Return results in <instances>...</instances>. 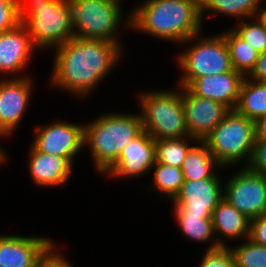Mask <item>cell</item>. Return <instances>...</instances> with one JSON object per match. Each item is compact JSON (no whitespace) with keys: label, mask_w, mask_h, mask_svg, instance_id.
<instances>
[{"label":"cell","mask_w":266,"mask_h":267,"mask_svg":"<svg viewBox=\"0 0 266 267\" xmlns=\"http://www.w3.org/2000/svg\"><path fill=\"white\" fill-rule=\"evenodd\" d=\"M235 169L224 181V199L250 219L266 214V175L247 167Z\"/></svg>","instance_id":"obj_10"},{"label":"cell","mask_w":266,"mask_h":267,"mask_svg":"<svg viewBox=\"0 0 266 267\" xmlns=\"http://www.w3.org/2000/svg\"><path fill=\"white\" fill-rule=\"evenodd\" d=\"M150 173H152V183L146 186V191L157 192V196L160 195L162 199L164 197L168 202L175 198L185 181L181 168L159 162L154 163Z\"/></svg>","instance_id":"obj_24"},{"label":"cell","mask_w":266,"mask_h":267,"mask_svg":"<svg viewBox=\"0 0 266 267\" xmlns=\"http://www.w3.org/2000/svg\"><path fill=\"white\" fill-rule=\"evenodd\" d=\"M155 157V139L144 130L123 148L117 161L101 176L111 179H141L150 174Z\"/></svg>","instance_id":"obj_13"},{"label":"cell","mask_w":266,"mask_h":267,"mask_svg":"<svg viewBox=\"0 0 266 267\" xmlns=\"http://www.w3.org/2000/svg\"><path fill=\"white\" fill-rule=\"evenodd\" d=\"M7 140L1 133H0V140ZM3 144H0V168L3 165H6L9 162V153L6 151V149L4 147H2Z\"/></svg>","instance_id":"obj_37"},{"label":"cell","mask_w":266,"mask_h":267,"mask_svg":"<svg viewBox=\"0 0 266 267\" xmlns=\"http://www.w3.org/2000/svg\"><path fill=\"white\" fill-rule=\"evenodd\" d=\"M21 22L16 0H0V32L14 29Z\"/></svg>","instance_id":"obj_30"},{"label":"cell","mask_w":266,"mask_h":267,"mask_svg":"<svg viewBox=\"0 0 266 267\" xmlns=\"http://www.w3.org/2000/svg\"><path fill=\"white\" fill-rule=\"evenodd\" d=\"M51 0H20L18 2V18L20 22L34 9V5L50 2Z\"/></svg>","instance_id":"obj_35"},{"label":"cell","mask_w":266,"mask_h":267,"mask_svg":"<svg viewBox=\"0 0 266 267\" xmlns=\"http://www.w3.org/2000/svg\"><path fill=\"white\" fill-rule=\"evenodd\" d=\"M256 140H266V115L255 121Z\"/></svg>","instance_id":"obj_36"},{"label":"cell","mask_w":266,"mask_h":267,"mask_svg":"<svg viewBox=\"0 0 266 267\" xmlns=\"http://www.w3.org/2000/svg\"><path fill=\"white\" fill-rule=\"evenodd\" d=\"M196 142L190 136L155 140V162L181 168L186 154Z\"/></svg>","instance_id":"obj_26"},{"label":"cell","mask_w":266,"mask_h":267,"mask_svg":"<svg viewBox=\"0 0 266 267\" xmlns=\"http://www.w3.org/2000/svg\"><path fill=\"white\" fill-rule=\"evenodd\" d=\"M200 12L203 24L204 20L214 17L233 19L235 23L245 19L258 16L260 9L266 0H199ZM222 15V16H221ZM227 16V17H226ZM209 17V18H208Z\"/></svg>","instance_id":"obj_20"},{"label":"cell","mask_w":266,"mask_h":267,"mask_svg":"<svg viewBox=\"0 0 266 267\" xmlns=\"http://www.w3.org/2000/svg\"><path fill=\"white\" fill-rule=\"evenodd\" d=\"M75 37L103 39L124 45L122 30L130 31L131 11L122 0H69ZM124 10V11H123ZM121 31V32H120Z\"/></svg>","instance_id":"obj_5"},{"label":"cell","mask_w":266,"mask_h":267,"mask_svg":"<svg viewBox=\"0 0 266 267\" xmlns=\"http://www.w3.org/2000/svg\"><path fill=\"white\" fill-rule=\"evenodd\" d=\"M27 168L31 182L38 188H62L70 182L75 165L66 157L45 154L29 145Z\"/></svg>","instance_id":"obj_17"},{"label":"cell","mask_w":266,"mask_h":267,"mask_svg":"<svg viewBox=\"0 0 266 267\" xmlns=\"http://www.w3.org/2000/svg\"><path fill=\"white\" fill-rule=\"evenodd\" d=\"M130 31L181 45L204 30L199 0H143L131 7Z\"/></svg>","instance_id":"obj_2"},{"label":"cell","mask_w":266,"mask_h":267,"mask_svg":"<svg viewBox=\"0 0 266 267\" xmlns=\"http://www.w3.org/2000/svg\"><path fill=\"white\" fill-rule=\"evenodd\" d=\"M124 49L123 45L103 39L74 37L52 49L47 85L85 101L122 62Z\"/></svg>","instance_id":"obj_1"},{"label":"cell","mask_w":266,"mask_h":267,"mask_svg":"<svg viewBox=\"0 0 266 267\" xmlns=\"http://www.w3.org/2000/svg\"><path fill=\"white\" fill-rule=\"evenodd\" d=\"M238 114L256 121L266 115V82L244 78L236 108Z\"/></svg>","instance_id":"obj_23"},{"label":"cell","mask_w":266,"mask_h":267,"mask_svg":"<svg viewBox=\"0 0 266 267\" xmlns=\"http://www.w3.org/2000/svg\"><path fill=\"white\" fill-rule=\"evenodd\" d=\"M219 33L225 39L233 69L246 77L254 68L259 52L240 38L230 27Z\"/></svg>","instance_id":"obj_25"},{"label":"cell","mask_w":266,"mask_h":267,"mask_svg":"<svg viewBox=\"0 0 266 267\" xmlns=\"http://www.w3.org/2000/svg\"><path fill=\"white\" fill-rule=\"evenodd\" d=\"M258 17L264 23V26L266 28V1L263 4L262 8L260 9V12L258 13Z\"/></svg>","instance_id":"obj_38"},{"label":"cell","mask_w":266,"mask_h":267,"mask_svg":"<svg viewBox=\"0 0 266 267\" xmlns=\"http://www.w3.org/2000/svg\"><path fill=\"white\" fill-rule=\"evenodd\" d=\"M179 46L182 49H179L181 51L177 52L174 61H177L175 63L181 74L176 86L187 87L195 78L233 70L228 47L221 33L206 35L202 31Z\"/></svg>","instance_id":"obj_6"},{"label":"cell","mask_w":266,"mask_h":267,"mask_svg":"<svg viewBox=\"0 0 266 267\" xmlns=\"http://www.w3.org/2000/svg\"><path fill=\"white\" fill-rule=\"evenodd\" d=\"M246 77L257 82H266V51L259 53L254 68Z\"/></svg>","instance_id":"obj_34"},{"label":"cell","mask_w":266,"mask_h":267,"mask_svg":"<svg viewBox=\"0 0 266 267\" xmlns=\"http://www.w3.org/2000/svg\"><path fill=\"white\" fill-rule=\"evenodd\" d=\"M225 178L185 180L179 193L170 202L172 212H188L195 215H212L224 198Z\"/></svg>","instance_id":"obj_14"},{"label":"cell","mask_w":266,"mask_h":267,"mask_svg":"<svg viewBox=\"0 0 266 267\" xmlns=\"http://www.w3.org/2000/svg\"><path fill=\"white\" fill-rule=\"evenodd\" d=\"M253 172L266 175V140H256L249 163L246 166Z\"/></svg>","instance_id":"obj_32"},{"label":"cell","mask_w":266,"mask_h":267,"mask_svg":"<svg viewBox=\"0 0 266 267\" xmlns=\"http://www.w3.org/2000/svg\"><path fill=\"white\" fill-rule=\"evenodd\" d=\"M31 145L39 152L68 158L74 165L84 149V122L74 123L59 118L37 124ZM76 158V160H75Z\"/></svg>","instance_id":"obj_9"},{"label":"cell","mask_w":266,"mask_h":267,"mask_svg":"<svg viewBox=\"0 0 266 267\" xmlns=\"http://www.w3.org/2000/svg\"><path fill=\"white\" fill-rule=\"evenodd\" d=\"M198 267H236L229 247L205 250Z\"/></svg>","instance_id":"obj_29"},{"label":"cell","mask_w":266,"mask_h":267,"mask_svg":"<svg viewBox=\"0 0 266 267\" xmlns=\"http://www.w3.org/2000/svg\"><path fill=\"white\" fill-rule=\"evenodd\" d=\"M229 246L236 267H266V246L246 238L241 244Z\"/></svg>","instance_id":"obj_28"},{"label":"cell","mask_w":266,"mask_h":267,"mask_svg":"<svg viewBox=\"0 0 266 267\" xmlns=\"http://www.w3.org/2000/svg\"><path fill=\"white\" fill-rule=\"evenodd\" d=\"M255 141V121L235 110H231L203 140L219 165L229 170L237 165L247 166Z\"/></svg>","instance_id":"obj_7"},{"label":"cell","mask_w":266,"mask_h":267,"mask_svg":"<svg viewBox=\"0 0 266 267\" xmlns=\"http://www.w3.org/2000/svg\"><path fill=\"white\" fill-rule=\"evenodd\" d=\"M185 180L223 178L222 168L203 141H197L185 156L181 167ZM222 170V171H221Z\"/></svg>","instance_id":"obj_21"},{"label":"cell","mask_w":266,"mask_h":267,"mask_svg":"<svg viewBox=\"0 0 266 267\" xmlns=\"http://www.w3.org/2000/svg\"><path fill=\"white\" fill-rule=\"evenodd\" d=\"M179 232L185 241H191L198 245L207 244L206 250L216 249L220 246L214 233L212 215H195L188 212H172Z\"/></svg>","instance_id":"obj_22"},{"label":"cell","mask_w":266,"mask_h":267,"mask_svg":"<svg viewBox=\"0 0 266 267\" xmlns=\"http://www.w3.org/2000/svg\"><path fill=\"white\" fill-rule=\"evenodd\" d=\"M21 23L40 52H49L75 37L69 0H51L34 5Z\"/></svg>","instance_id":"obj_8"},{"label":"cell","mask_w":266,"mask_h":267,"mask_svg":"<svg viewBox=\"0 0 266 267\" xmlns=\"http://www.w3.org/2000/svg\"><path fill=\"white\" fill-rule=\"evenodd\" d=\"M56 241L40 258L37 267H74L71 259L61 252L62 248ZM59 245V246H58ZM61 248V250H60Z\"/></svg>","instance_id":"obj_31"},{"label":"cell","mask_w":266,"mask_h":267,"mask_svg":"<svg viewBox=\"0 0 266 267\" xmlns=\"http://www.w3.org/2000/svg\"><path fill=\"white\" fill-rule=\"evenodd\" d=\"M142 131L141 116L136 111H109L84 122V149H89L95 173L102 176Z\"/></svg>","instance_id":"obj_3"},{"label":"cell","mask_w":266,"mask_h":267,"mask_svg":"<svg viewBox=\"0 0 266 267\" xmlns=\"http://www.w3.org/2000/svg\"><path fill=\"white\" fill-rule=\"evenodd\" d=\"M248 239L256 244L266 246V214L250 220Z\"/></svg>","instance_id":"obj_33"},{"label":"cell","mask_w":266,"mask_h":267,"mask_svg":"<svg viewBox=\"0 0 266 267\" xmlns=\"http://www.w3.org/2000/svg\"><path fill=\"white\" fill-rule=\"evenodd\" d=\"M182 103L189 136L203 141L231 111L224 104L194 95L182 87Z\"/></svg>","instance_id":"obj_15"},{"label":"cell","mask_w":266,"mask_h":267,"mask_svg":"<svg viewBox=\"0 0 266 267\" xmlns=\"http://www.w3.org/2000/svg\"><path fill=\"white\" fill-rule=\"evenodd\" d=\"M35 77L0 78V133L11 138L31 105Z\"/></svg>","instance_id":"obj_11"},{"label":"cell","mask_w":266,"mask_h":267,"mask_svg":"<svg viewBox=\"0 0 266 267\" xmlns=\"http://www.w3.org/2000/svg\"><path fill=\"white\" fill-rule=\"evenodd\" d=\"M55 240L48 235L0 234V267H37Z\"/></svg>","instance_id":"obj_16"},{"label":"cell","mask_w":266,"mask_h":267,"mask_svg":"<svg viewBox=\"0 0 266 267\" xmlns=\"http://www.w3.org/2000/svg\"><path fill=\"white\" fill-rule=\"evenodd\" d=\"M35 52L40 51L34 46L24 24L20 23L14 29L0 32V78L29 76L27 69L32 64L30 60Z\"/></svg>","instance_id":"obj_12"},{"label":"cell","mask_w":266,"mask_h":267,"mask_svg":"<svg viewBox=\"0 0 266 267\" xmlns=\"http://www.w3.org/2000/svg\"><path fill=\"white\" fill-rule=\"evenodd\" d=\"M143 130L155 140L180 139L189 136L182 87L144 89L136 93Z\"/></svg>","instance_id":"obj_4"},{"label":"cell","mask_w":266,"mask_h":267,"mask_svg":"<svg viewBox=\"0 0 266 267\" xmlns=\"http://www.w3.org/2000/svg\"><path fill=\"white\" fill-rule=\"evenodd\" d=\"M232 25L230 28L253 49L259 53L266 51V28L258 16L245 18Z\"/></svg>","instance_id":"obj_27"},{"label":"cell","mask_w":266,"mask_h":267,"mask_svg":"<svg viewBox=\"0 0 266 267\" xmlns=\"http://www.w3.org/2000/svg\"><path fill=\"white\" fill-rule=\"evenodd\" d=\"M244 78L242 73L233 69L222 74L195 78L187 88L196 96L218 101L234 110Z\"/></svg>","instance_id":"obj_18"},{"label":"cell","mask_w":266,"mask_h":267,"mask_svg":"<svg viewBox=\"0 0 266 267\" xmlns=\"http://www.w3.org/2000/svg\"><path fill=\"white\" fill-rule=\"evenodd\" d=\"M250 220L223 198L212 214L217 244L220 247H229L231 241L233 243L235 240L237 242L248 238Z\"/></svg>","instance_id":"obj_19"}]
</instances>
